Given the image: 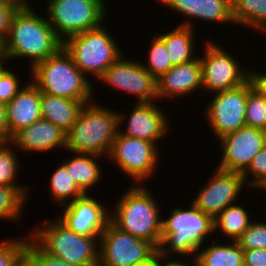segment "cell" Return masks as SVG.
Segmentation results:
<instances>
[{
	"instance_id": "cell-35",
	"label": "cell",
	"mask_w": 266,
	"mask_h": 266,
	"mask_svg": "<svg viewBox=\"0 0 266 266\" xmlns=\"http://www.w3.org/2000/svg\"><path fill=\"white\" fill-rule=\"evenodd\" d=\"M26 238V239H25ZM29 237L6 239L0 242V266H14L19 257L26 251Z\"/></svg>"
},
{
	"instance_id": "cell-46",
	"label": "cell",
	"mask_w": 266,
	"mask_h": 266,
	"mask_svg": "<svg viewBox=\"0 0 266 266\" xmlns=\"http://www.w3.org/2000/svg\"><path fill=\"white\" fill-rule=\"evenodd\" d=\"M258 189L263 190V191L266 190V180Z\"/></svg>"
},
{
	"instance_id": "cell-44",
	"label": "cell",
	"mask_w": 266,
	"mask_h": 266,
	"mask_svg": "<svg viewBox=\"0 0 266 266\" xmlns=\"http://www.w3.org/2000/svg\"><path fill=\"white\" fill-rule=\"evenodd\" d=\"M135 266H160V253L157 251L148 260L137 263Z\"/></svg>"
},
{
	"instance_id": "cell-18",
	"label": "cell",
	"mask_w": 266,
	"mask_h": 266,
	"mask_svg": "<svg viewBox=\"0 0 266 266\" xmlns=\"http://www.w3.org/2000/svg\"><path fill=\"white\" fill-rule=\"evenodd\" d=\"M156 83L158 100L185 97L194 91L202 90V67L199 56L190 62L173 66L157 79Z\"/></svg>"
},
{
	"instance_id": "cell-34",
	"label": "cell",
	"mask_w": 266,
	"mask_h": 266,
	"mask_svg": "<svg viewBox=\"0 0 266 266\" xmlns=\"http://www.w3.org/2000/svg\"><path fill=\"white\" fill-rule=\"evenodd\" d=\"M242 176L247 188L258 189L264 183L266 180V145L253 157L251 164L242 173Z\"/></svg>"
},
{
	"instance_id": "cell-45",
	"label": "cell",
	"mask_w": 266,
	"mask_h": 266,
	"mask_svg": "<svg viewBox=\"0 0 266 266\" xmlns=\"http://www.w3.org/2000/svg\"><path fill=\"white\" fill-rule=\"evenodd\" d=\"M9 61V58L7 55L1 50L0 51V75L5 71L6 69V62Z\"/></svg>"
},
{
	"instance_id": "cell-16",
	"label": "cell",
	"mask_w": 266,
	"mask_h": 266,
	"mask_svg": "<svg viewBox=\"0 0 266 266\" xmlns=\"http://www.w3.org/2000/svg\"><path fill=\"white\" fill-rule=\"evenodd\" d=\"M134 108L129 117L126 113L118 112L119 133L124 136L146 140L156 145L160 139H164L166 134L170 133L167 113L157 105L156 102H134ZM157 105V106H156ZM127 118V120H126ZM126 121V122H125ZM127 123L126 130L121 125Z\"/></svg>"
},
{
	"instance_id": "cell-42",
	"label": "cell",
	"mask_w": 266,
	"mask_h": 266,
	"mask_svg": "<svg viewBox=\"0 0 266 266\" xmlns=\"http://www.w3.org/2000/svg\"><path fill=\"white\" fill-rule=\"evenodd\" d=\"M8 141V129L6 126L5 104L0 102V142Z\"/></svg>"
},
{
	"instance_id": "cell-25",
	"label": "cell",
	"mask_w": 266,
	"mask_h": 266,
	"mask_svg": "<svg viewBox=\"0 0 266 266\" xmlns=\"http://www.w3.org/2000/svg\"><path fill=\"white\" fill-rule=\"evenodd\" d=\"M203 246L196 253L197 266H243V249L236 241Z\"/></svg>"
},
{
	"instance_id": "cell-20",
	"label": "cell",
	"mask_w": 266,
	"mask_h": 266,
	"mask_svg": "<svg viewBox=\"0 0 266 266\" xmlns=\"http://www.w3.org/2000/svg\"><path fill=\"white\" fill-rule=\"evenodd\" d=\"M10 142L23 152H48L66 148V132L46 119H39L16 132Z\"/></svg>"
},
{
	"instance_id": "cell-5",
	"label": "cell",
	"mask_w": 266,
	"mask_h": 266,
	"mask_svg": "<svg viewBox=\"0 0 266 266\" xmlns=\"http://www.w3.org/2000/svg\"><path fill=\"white\" fill-rule=\"evenodd\" d=\"M30 71L31 81L41 92L88 103L94 99L96 88L63 47Z\"/></svg>"
},
{
	"instance_id": "cell-12",
	"label": "cell",
	"mask_w": 266,
	"mask_h": 266,
	"mask_svg": "<svg viewBox=\"0 0 266 266\" xmlns=\"http://www.w3.org/2000/svg\"><path fill=\"white\" fill-rule=\"evenodd\" d=\"M251 87L248 80L237 88L214 93L209 100L204 116L218 139L246 125V102Z\"/></svg>"
},
{
	"instance_id": "cell-4",
	"label": "cell",
	"mask_w": 266,
	"mask_h": 266,
	"mask_svg": "<svg viewBox=\"0 0 266 266\" xmlns=\"http://www.w3.org/2000/svg\"><path fill=\"white\" fill-rule=\"evenodd\" d=\"M104 107L95 100L83 106L66 133V151L108 156L119 132V123L117 112Z\"/></svg>"
},
{
	"instance_id": "cell-3",
	"label": "cell",
	"mask_w": 266,
	"mask_h": 266,
	"mask_svg": "<svg viewBox=\"0 0 266 266\" xmlns=\"http://www.w3.org/2000/svg\"><path fill=\"white\" fill-rule=\"evenodd\" d=\"M151 193L146 186L131 185L110 210V222L119 230L147 240L158 248L162 217L159 205Z\"/></svg>"
},
{
	"instance_id": "cell-37",
	"label": "cell",
	"mask_w": 266,
	"mask_h": 266,
	"mask_svg": "<svg viewBox=\"0 0 266 266\" xmlns=\"http://www.w3.org/2000/svg\"><path fill=\"white\" fill-rule=\"evenodd\" d=\"M27 0H0V42L6 38L16 11Z\"/></svg>"
},
{
	"instance_id": "cell-21",
	"label": "cell",
	"mask_w": 266,
	"mask_h": 266,
	"mask_svg": "<svg viewBox=\"0 0 266 266\" xmlns=\"http://www.w3.org/2000/svg\"><path fill=\"white\" fill-rule=\"evenodd\" d=\"M175 12L184 15L185 21L179 26L191 27L194 29L193 22L196 19L205 22L234 23L231 13V0H160ZM195 21H193V19ZM192 19V20H191Z\"/></svg>"
},
{
	"instance_id": "cell-27",
	"label": "cell",
	"mask_w": 266,
	"mask_h": 266,
	"mask_svg": "<svg viewBox=\"0 0 266 266\" xmlns=\"http://www.w3.org/2000/svg\"><path fill=\"white\" fill-rule=\"evenodd\" d=\"M234 24L266 31V0H231Z\"/></svg>"
},
{
	"instance_id": "cell-9",
	"label": "cell",
	"mask_w": 266,
	"mask_h": 266,
	"mask_svg": "<svg viewBox=\"0 0 266 266\" xmlns=\"http://www.w3.org/2000/svg\"><path fill=\"white\" fill-rule=\"evenodd\" d=\"M157 148L155 143L118 132L107 157L122 173L131 177L135 185H141L157 171L160 158Z\"/></svg>"
},
{
	"instance_id": "cell-36",
	"label": "cell",
	"mask_w": 266,
	"mask_h": 266,
	"mask_svg": "<svg viewBox=\"0 0 266 266\" xmlns=\"http://www.w3.org/2000/svg\"><path fill=\"white\" fill-rule=\"evenodd\" d=\"M26 252L35 260L37 266H76L66 263L59 257L44 251L29 235Z\"/></svg>"
},
{
	"instance_id": "cell-14",
	"label": "cell",
	"mask_w": 266,
	"mask_h": 266,
	"mask_svg": "<svg viewBox=\"0 0 266 266\" xmlns=\"http://www.w3.org/2000/svg\"><path fill=\"white\" fill-rule=\"evenodd\" d=\"M218 140L222 153L217 168L243 173L266 145V131L244 125Z\"/></svg>"
},
{
	"instance_id": "cell-28",
	"label": "cell",
	"mask_w": 266,
	"mask_h": 266,
	"mask_svg": "<svg viewBox=\"0 0 266 266\" xmlns=\"http://www.w3.org/2000/svg\"><path fill=\"white\" fill-rule=\"evenodd\" d=\"M49 184L51 198L60 203L59 206L67 205L84 195L63 163L52 173Z\"/></svg>"
},
{
	"instance_id": "cell-10",
	"label": "cell",
	"mask_w": 266,
	"mask_h": 266,
	"mask_svg": "<svg viewBox=\"0 0 266 266\" xmlns=\"http://www.w3.org/2000/svg\"><path fill=\"white\" fill-rule=\"evenodd\" d=\"M204 44V55L199 56L203 90L212 93L231 90L249 80V70L240 68L242 65L231 53L223 49L225 47L209 39Z\"/></svg>"
},
{
	"instance_id": "cell-41",
	"label": "cell",
	"mask_w": 266,
	"mask_h": 266,
	"mask_svg": "<svg viewBox=\"0 0 266 266\" xmlns=\"http://www.w3.org/2000/svg\"><path fill=\"white\" fill-rule=\"evenodd\" d=\"M166 258L162 255H160V266H197V262L195 258H191V260H180L179 258L175 259L173 257V260H165ZM175 259V260H174ZM166 261V262H165ZM190 261V262H189ZM191 263V264H190Z\"/></svg>"
},
{
	"instance_id": "cell-13",
	"label": "cell",
	"mask_w": 266,
	"mask_h": 266,
	"mask_svg": "<svg viewBox=\"0 0 266 266\" xmlns=\"http://www.w3.org/2000/svg\"><path fill=\"white\" fill-rule=\"evenodd\" d=\"M121 56L98 78L102 83L133 95L136 102H156V79L137 60L132 61Z\"/></svg>"
},
{
	"instance_id": "cell-22",
	"label": "cell",
	"mask_w": 266,
	"mask_h": 266,
	"mask_svg": "<svg viewBox=\"0 0 266 266\" xmlns=\"http://www.w3.org/2000/svg\"><path fill=\"white\" fill-rule=\"evenodd\" d=\"M86 100H73L48 93H40V109L43 119L48 120L66 133L87 104Z\"/></svg>"
},
{
	"instance_id": "cell-32",
	"label": "cell",
	"mask_w": 266,
	"mask_h": 266,
	"mask_svg": "<svg viewBox=\"0 0 266 266\" xmlns=\"http://www.w3.org/2000/svg\"><path fill=\"white\" fill-rule=\"evenodd\" d=\"M245 119L246 125L266 131V99L253 87L249 89Z\"/></svg>"
},
{
	"instance_id": "cell-39",
	"label": "cell",
	"mask_w": 266,
	"mask_h": 266,
	"mask_svg": "<svg viewBox=\"0 0 266 266\" xmlns=\"http://www.w3.org/2000/svg\"><path fill=\"white\" fill-rule=\"evenodd\" d=\"M243 266H266V249L243 250Z\"/></svg>"
},
{
	"instance_id": "cell-2",
	"label": "cell",
	"mask_w": 266,
	"mask_h": 266,
	"mask_svg": "<svg viewBox=\"0 0 266 266\" xmlns=\"http://www.w3.org/2000/svg\"><path fill=\"white\" fill-rule=\"evenodd\" d=\"M190 206V207H189ZM187 209L174 207L169 217L162 219L161 242L158 247L160 255L168 258L174 253L195 258L204 242L214 233V218L200 211L193 203ZM193 255V256H192Z\"/></svg>"
},
{
	"instance_id": "cell-23",
	"label": "cell",
	"mask_w": 266,
	"mask_h": 266,
	"mask_svg": "<svg viewBox=\"0 0 266 266\" xmlns=\"http://www.w3.org/2000/svg\"><path fill=\"white\" fill-rule=\"evenodd\" d=\"M72 158L69 160H65L66 162H62L67 171L70 173L73 181L77 184L80 190L87 194L90 192V187L92 188L99 181L102 180V169L100 168V164L97 162L98 157H102L97 154L92 153H73Z\"/></svg>"
},
{
	"instance_id": "cell-8",
	"label": "cell",
	"mask_w": 266,
	"mask_h": 266,
	"mask_svg": "<svg viewBox=\"0 0 266 266\" xmlns=\"http://www.w3.org/2000/svg\"><path fill=\"white\" fill-rule=\"evenodd\" d=\"M47 21L62 40L104 24L106 0H47Z\"/></svg>"
},
{
	"instance_id": "cell-26",
	"label": "cell",
	"mask_w": 266,
	"mask_h": 266,
	"mask_svg": "<svg viewBox=\"0 0 266 266\" xmlns=\"http://www.w3.org/2000/svg\"><path fill=\"white\" fill-rule=\"evenodd\" d=\"M249 212L239 204L226 207L214 218V232L220 231L222 236H229L230 241L238 238L248 229L251 224ZM251 219V220H250Z\"/></svg>"
},
{
	"instance_id": "cell-17",
	"label": "cell",
	"mask_w": 266,
	"mask_h": 266,
	"mask_svg": "<svg viewBox=\"0 0 266 266\" xmlns=\"http://www.w3.org/2000/svg\"><path fill=\"white\" fill-rule=\"evenodd\" d=\"M88 194L65 205L58 219L79 235L100 237L110 222L111 211Z\"/></svg>"
},
{
	"instance_id": "cell-6",
	"label": "cell",
	"mask_w": 266,
	"mask_h": 266,
	"mask_svg": "<svg viewBox=\"0 0 266 266\" xmlns=\"http://www.w3.org/2000/svg\"><path fill=\"white\" fill-rule=\"evenodd\" d=\"M31 230L30 237L50 255L76 266H99V237L79 235L58 218Z\"/></svg>"
},
{
	"instance_id": "cell-30",
	"label": "cell",
	"mask_w": 266,
	"mask_h": 266,
	"mask_svg": "<svg viewBox=\"0 0 266 266\" xmlns=\"http://www.w3.org/2000/svg\"><path fill=\"white\" fill-rule=\"evenodd\" d=\"M150 49L147 51V65L142 62L143 67L152 74V76L157 80L166 72H168L172 67V62L168 55L164 41L155 35L153 40H151Z\"/></svg>"
},
{
	"instance_id": "cell-38",
	"label": "cell",
	"mask_w": 266,
	"mask_h": 266,
	"mask_svg": "<svg viewBox=\"0 0 266 266\" xmlns=\"http://www.w3.org/2000/svg\"><path fill=\"white\" fill-rule=\"evenodd\" d=\"M20 83L19 78L10 68L5 69L0 75V102L9 103L21 89Z\"/></svg>"
},
{
	"instance_id": "cell-31",
	"label": "cell",
	"mask_w": 266,
	"mask_h": 266,
	"mask_svg": "<svg viewBox=\"0 0 266 266\" xmlns=\"http://www.w3.org/2000/svg\"><path fill=\"white\" fill-rule=\"evenodd\" d=\"M16 148L10 141L0 142V185L8 187H21L17 184L18 169V155L14 151ZM17 156V157H16Z\"/></svg>"
},
{
	"instance_id": "cell-7",
	"label": "cell",
	"mask_w": 266,
	"mask_h": 266,
	"mask_svg": "<svg viewBox=\"0 0 266 266\" xmlns=\"http://www.w3.org/2000/svg\"><path fill=\"white\" fill-rule=\"evenodd\" d=\"M105 25L72 35L63 41V48L72 57L76 67L86 76L97 77L122 55L117 41ZM91 74V75H87Z\"/></svg>"
},
{
	"instance_id": "cell-19",
	"label": "cell",
	"mask_w": 266,
	"mask_h": 266,
	"mask_svg": "<svg viewBox=\"0 0 266 266\" xmlns=\"http://www.w3.org/2000/svg\"><path fill=\"white\" fill-rule=\"evenodd\" d=\"M24 85L15 97L5 104L8 141L20 129L29 127L42 118L40 89L31 80Z\"/></svg>"
},
{
	"instance_id": "cell-15",
	"label": "cell",
	"mask_w": 266,
	"mask_h": 266,
	"mask_svg": "<svg viewBox=\"0 0 266 266\" xmlns=\"http://www.w3.org/2000/svg\"><path fill=\"white\" fill-rule=\"evenodd\" d=\"M207 184L201 189L192 203L203 213L215 218L226 207L235 204L246 182L241 172L215 168ZM242 189V190H241Z\"/></svg>"
},
{
	"instance_id": "cell-1",
	"label": "cell",
	"mask_w": 266,
	"mask_h": 266,
	"mask_svg": "<svg viewBox=\"0 0 266 266\" xmlns=\"http://www.w3.org/2000/svg\"><path fill=\"white\" fill-rule=\"evenodd\" d=\"M45 17V18H44ZM40 16L28 0L14 14L1 50L10 60L30 59V69L54 55L63 47L46 16Z\"/></svg>"
},
{
	"instance_id": "cell-29",
	"label": "cell",
	"mask_w": 266,
	"mask_h": 266,
	"mask_svg": "<svg viewBox=\"0 0 266 266\" xmlns=\"http://www.w3.org/2000/svg\"><path fill=\"white\" fill-rule=\"evenodd\" d=\"M30 188L26 185L22 187H8L0 185V219L13 220L21 219L23 208L28 199ZM23 207V208H22Z\"/></svg>"
},
{
	"instance_id": "cell-24",
	"label": "cell",
	"mask_w": 266,
	"mask_h": 266,
	"mask_svg": "<svg viewBox=\"0 0 266 266\" xmlns=\"http://www.w3.org/2000/svg\"><path fill=\"white\" fill-rule=\"evenodd\" d=\"M195 34L197 33L193 28L177 25L174 29L158 35L165 43L173 66L190 62L198 57L194 52Z\"/></svg>"
},
{
	"instance_id": "cell-43",
	"label": "cell",
	"mask_w": 266,
	"mask_h": 266,
	"mask_svg": "<svg viewBox=\"0 0 266 266\" xmlns=\"http://www.w3.org/2000/svg\"><path fill=\"white\" fill-rule=\"evenodd\" d=\"M14 266H37L35 260L25 251Z\"/></svg>"
},
{
	"instance_id": "cell-11",
	"label": "cell",
	"mask_w": 266,
	"mask_h": 266,
	"mask_svg": "<svg viewBox=\"0 0 266 266\" xmlns=\"http://www.w3.org/2000/svg\"><path fill=\"white\" fill-rule=\"evenodd\" d=\"M157 251L153 243L123 232L109 222L99 237V266H135Z\"/></svg>"
},
{
	"instance_id": "cell-33",
	"label": "cell",
	"mask_w": 266,
	"mask_h": 266,
	"mask_svg": "<svg viewBox=\"0 0 266 266\" xmlns=\"http://www.w3.org/2000/svg\"><path fill=\"white\" fill-rule=\"evenodd\" d=\"M236 242L243 250L266 249V222L252 220L248 229Z\"/></svg>"
},
{
	"instance_id": "cell-40",
	"label": "cell",
	"mask_w": 266,
	"mask_h": 266,
	"mask_svg": "<svg viewBox=\"0 0 266 266\" xmlns=\"http://www.w3.org/2000/svg\"><path fill=\"white\" fill-rule=\"evenodd\" d=\"M248 70L249 81L251 82L253 89L266 99V73L260 74L256 69L252 70L251 68Z\"/></svg>"
}]
</instances>
